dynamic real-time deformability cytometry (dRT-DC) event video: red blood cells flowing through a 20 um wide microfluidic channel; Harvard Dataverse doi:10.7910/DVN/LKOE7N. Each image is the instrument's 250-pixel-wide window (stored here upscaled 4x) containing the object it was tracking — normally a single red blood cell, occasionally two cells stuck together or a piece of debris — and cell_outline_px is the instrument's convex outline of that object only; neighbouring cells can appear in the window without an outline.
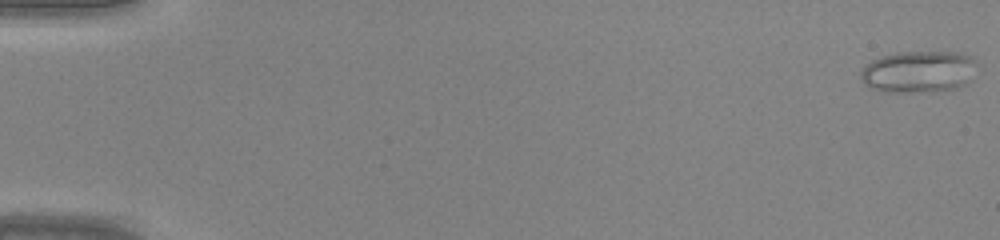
{"species": "common noctule bat (a hibernating species)", "species_latin": "Nyctalus noctula", "temperature_condition": "warm", "stored_images_in_passage": 9, "camera_frame_rate_fps": 3000, "um_per_image_px": 0.085, "animal": {"sex": "male", "body_mass_g": 20.0, "forearm_length_mm": 53.3}, "frame": {"image": 1, "passage_image": 1, "time_ms": 0.0, "image_size_px": [1000, 240], "cell_outline_px": [[980, 64], [972, 80], [956, 88], [920, 92], [884, 92], [872, 88], [864, 84], [860, 80], [860, 72], [872, 60], [896, 52], [956, 52], [968, 56], [976, 60]], "centroid_in_image_um": [78.12, 6.1], "position_along_channel_um": 6.9, "area_um2": 28.55}}